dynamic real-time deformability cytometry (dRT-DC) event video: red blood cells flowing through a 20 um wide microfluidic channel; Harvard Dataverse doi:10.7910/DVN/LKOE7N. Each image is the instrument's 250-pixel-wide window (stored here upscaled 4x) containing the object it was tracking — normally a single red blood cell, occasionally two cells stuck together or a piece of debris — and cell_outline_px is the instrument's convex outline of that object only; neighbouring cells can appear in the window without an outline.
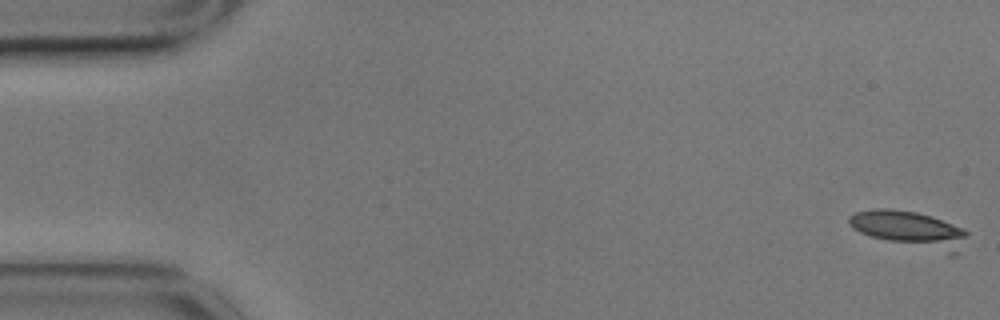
{"species": "common noctule bat (a hibernating species)", "species_latin": "Nyctalus noctula", "temperature_condition": "cold", "stored_images_in_passage": 16, "camera_frame_rate_fps": 3000, "um_per_image_px": 0.085, "animal": {"sex": "male", "body_mass_g": 17.9}, "frame": {"image": 1, "passage_image": 1, "time_ms": 0.0, "image_size_px": [1000, 320], "cell_outline_px": [[968, 236], [956, 256], [948, 256], [872, 236], [860, 232], [852, 228], [848, 224], [848, 220], [856, 212], [872, 208], [892, 208], [916, 212], [932, 216], [964, 228], [968, 232]], "centroid_in_image_um": [77.42, 19.52], "position_along_channel_um": 7.6, "area_um2": 25.37}}
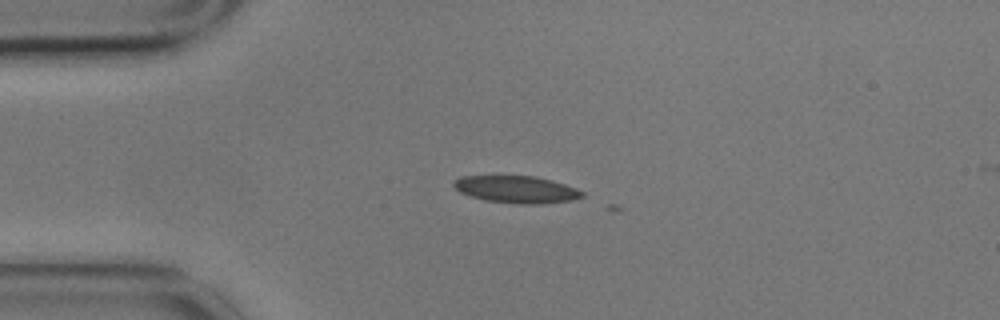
{"frame": {"image": 2, "passage_image": 13, "time_ms": 4.0, "image_size_px": [1000, 320], "cell_outline_px": [[584, 196], [572, 200], [536, 204], [520, 204], [488, 200], [472, 196], [460, 192], [452, 184], [452, 180], [460, 176], [536, 176], [552, 180], [576, 188], [584, 192]], "centroid_in_image_um": [43.9, 16.09], "position_along_channel_um": 41.1, "area_um2": 20.17}}